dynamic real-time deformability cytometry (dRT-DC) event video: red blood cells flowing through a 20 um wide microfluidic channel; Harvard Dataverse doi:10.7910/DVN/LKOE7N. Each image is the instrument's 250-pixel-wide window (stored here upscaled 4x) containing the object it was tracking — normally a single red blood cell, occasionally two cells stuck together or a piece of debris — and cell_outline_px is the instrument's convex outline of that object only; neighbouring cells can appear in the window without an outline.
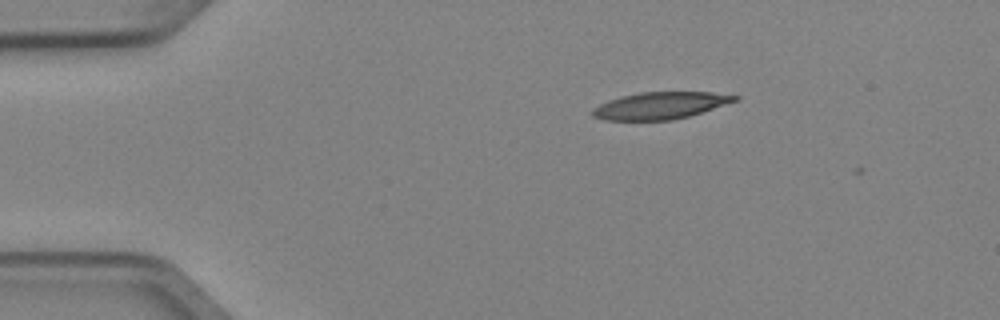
{"species": "Egyptian fruit bat (a non-hibernating species)", "species_latin": "Rousettus aegyptiacus", "temperature_condition": "cold", "stored_images_in_passage": 2, "camera_frame_rate_fps": 3000, "um_per_image_px": 0.085, "animal": {"sex": "female"}, "frame": {"image": 1, "passage_image": 1, "time_ms": 0.0, "image_size_px": [1000, 320], "cell_outline_px": [[740, 100], [688, 116], [672, 120], [604, 120], [592, 116], [588, 112], [600, 104], [608, 100], [620, 96], [640, 92], [712, 92], [740, 96]], "centroid_in_image_um": [56.11, 8.97], "position_along_channel_um": 28.9, "area_um2": 22.48}}